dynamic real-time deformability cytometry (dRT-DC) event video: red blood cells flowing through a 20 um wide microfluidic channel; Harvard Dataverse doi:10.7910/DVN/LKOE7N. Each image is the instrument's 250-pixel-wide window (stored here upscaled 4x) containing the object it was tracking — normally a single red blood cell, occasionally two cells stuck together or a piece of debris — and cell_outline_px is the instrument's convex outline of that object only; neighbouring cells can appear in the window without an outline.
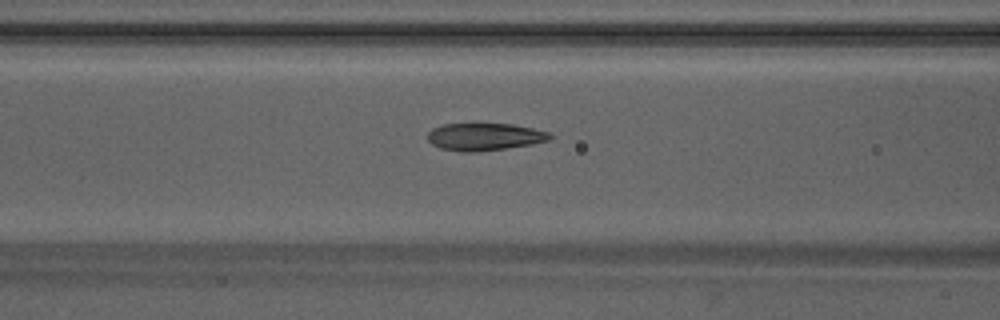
{"species": "Egyptian fruit bat (a non-hibernating species)", "species_latin": "Rousettus aegyptiacus", "temperature_condition": "warm", "stored_images_in_passage": 49, "camera_frame_rate_fps": 3000, "um_per_image_px": 0.085, "animal": {"sex": "male"}, "frame": {"image": 1, "passage_image": 21, "time_ms": 6.667, "image_size_px": [1000, 320], "cell_outline_px": [[552, 136], [548, 140], [532, 144], [504, 148], [472, 152], [460, 152], [440, 148], [432, 144], [428, 140], [428, 132], [432, 128], [444, 124], [472, 120], [480, 120], [512, 124], [532, 128], [548, 132]], "centroid_in_image_um": [41.11, 11.56], "position_along_channel_um": 125.5, "area_um2": 20.4}}
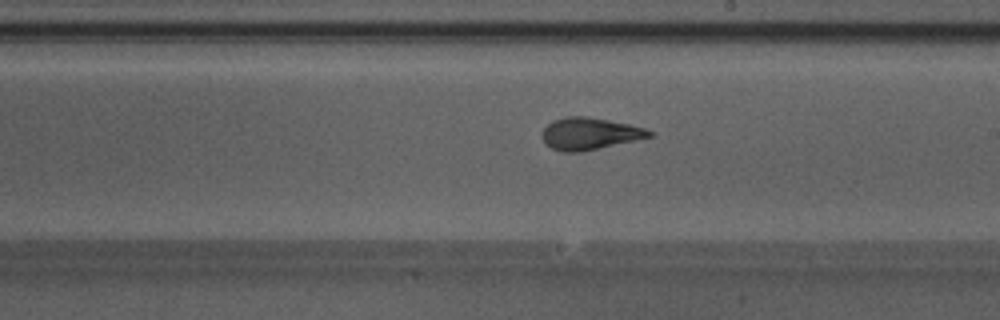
{"frame": {"image": 2, "passage_image": 29, "time_ms": 9.333, "image_size_px": [1000, 320], "cell_outline_px": [[652, 136], [636, 140], [600, 148], [580, 152], [564, 152], [552, 148], [544, 140], [544, 128], [552, 120], [564, 116], [588, 116], [628, 124], [644, 128], [652, 132]], "centroid_in_image_um": [50.12, 11.35], "position_along_channel_um": 238.9, "area_um2": 19.71}}
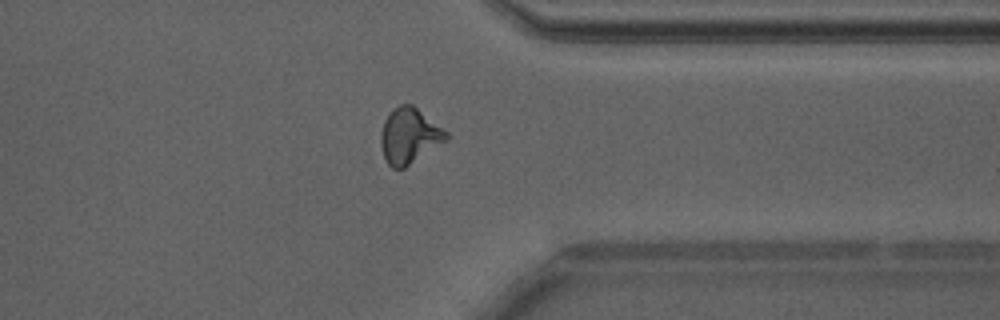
{"frame": {"image": 3, "passage_image": 39, "time_ms": 12.667, "image_size_px": [1000, 320], "cell_outline_px": [[448, 140], [404, 168], [392, 168], [388, 164], [384, 156], [380, 140], [380, 136], [384, 120], [400, 104], [412, 104], [448, 132]], "centroid_in_image_um": [34.81, 11.56], "position_along_channel_um": 376.6, "area_um2": 20.87}, "authors_computed_cell_mechanics": {"area_um2": 19.8832, "velocity_mm_per_s": 4.2605, "shape_relaxation_time_tau1_ms": 4.4599, "shape_relaxation_time_tau2_ms": 1.1935, "deformation_change_tau1": 0.1708, "deformation_change_tau2": 0.0751}}